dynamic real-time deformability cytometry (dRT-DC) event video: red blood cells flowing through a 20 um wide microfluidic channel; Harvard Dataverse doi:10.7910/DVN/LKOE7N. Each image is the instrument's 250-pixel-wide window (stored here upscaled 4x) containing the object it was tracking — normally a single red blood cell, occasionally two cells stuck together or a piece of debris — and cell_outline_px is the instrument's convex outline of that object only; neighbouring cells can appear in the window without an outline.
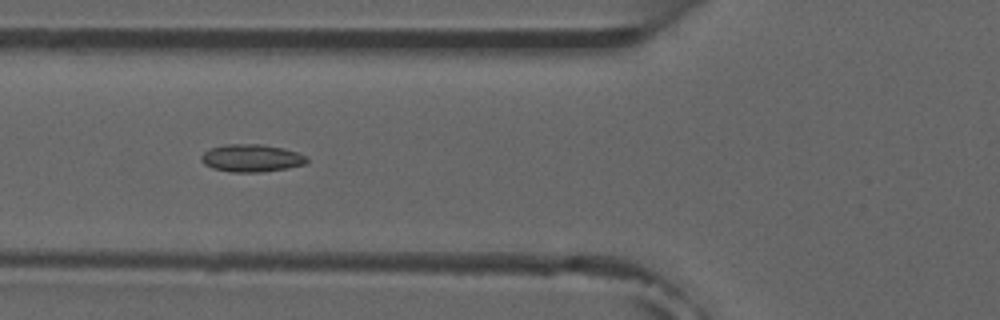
{"species": "common noctule bat (a hibernating species)", "species_latin": "Nyctalus noctula", "temperature_condition": "room temperature", "stored_images_in_passage": 9, "camera_frame_rate_fps": 3000, "um_per_image_px": 0.085, "animal": {"sex": "male", "forearm_length_mm": 52.5}, "frame": {"image": 1, "passage_image": 6, "time_ms": 6.0, "image_size_px": [1000, 320], "cell_outline_px": [[308, 160], [304, 164], [288, 168], [260, 172], [232, 172], [212, 168], [204, 164], [200, 160], [200, 156], [204, 152], [212, 148], [224, 144], [260, 144], [284, 148], [308, 156]], "centroid_in_image_um": [21.37, 13.44], "position_along_channel_um": 104.4, "area_um2": 16.99}}
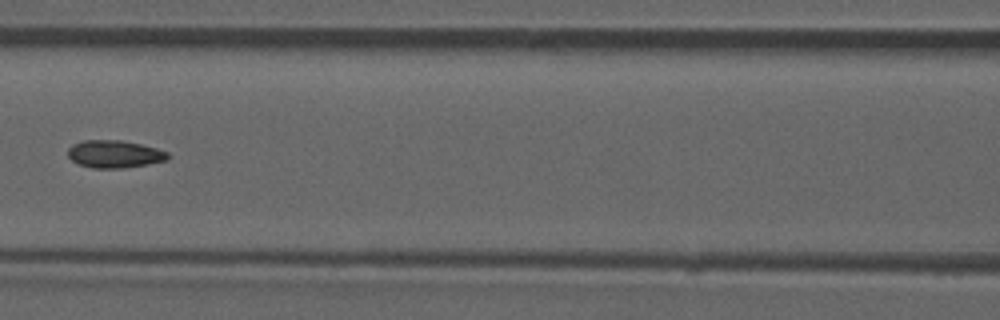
{"frame": {"image": 2, "passage_image": 7, "time_ms": 7.333, "image_size_px": [1000, 320], "cell_outline_px": [[172, 156], [168, 160], [148, 164], [124, 168], [92, 168], [80, 164], [72, 160], [68, 156], [68, 148], [72, 144], [84, 140], [120, 140], [140, 144], [156, 148], [168, 152]], "centroid_in_image_um": [9.76, 13.09], "position_along_channel_um": 156.8, "area_um2": 16.13}}